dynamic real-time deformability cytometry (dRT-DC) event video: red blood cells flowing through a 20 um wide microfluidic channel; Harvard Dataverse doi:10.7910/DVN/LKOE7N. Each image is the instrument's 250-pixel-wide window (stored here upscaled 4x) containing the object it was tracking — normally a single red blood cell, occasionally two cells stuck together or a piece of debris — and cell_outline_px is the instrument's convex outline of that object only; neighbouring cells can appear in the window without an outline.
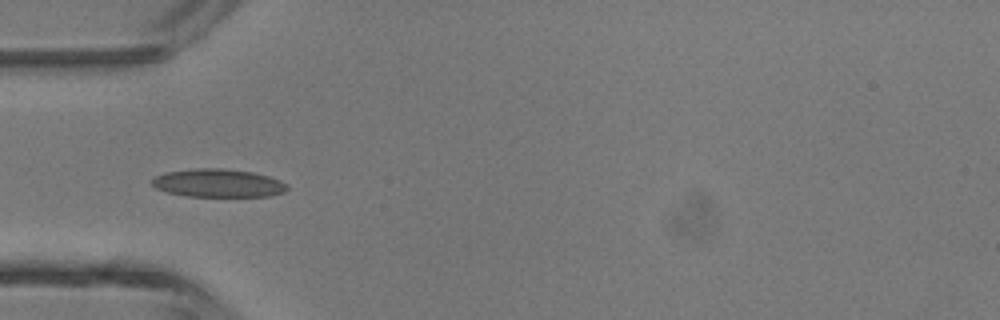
{"species": "common noctule bat (a hibernating species)", "species_latin": "Nyctalus noctula", "temperature_condition": "room temperature", "stored_images_in_passage": 5, "camera_frame_rate_fps": 3000, "um_per_image_px": 0.085, "animal": {"sex": "male", "body_mass_g": 13.3}, "frame": {"image": 1, "passage_image": 4, "time_ms": 3.667, "image_size_px": [1000, 320], "cell_outline_px": [[288, 188], [284, 192], [272, 196], [188, 196], [168, 192], [156, 188], [152, 184], [152, 180], [156, 176], [164, 172], [192, 168], [220, 168], [252, 172], [268, 176], [280, 180], [288, 184]], "centroid_in_image_um": [18.56, 15.56], "position_along_channel_um": 66.4, "area_um2": 22.2}}
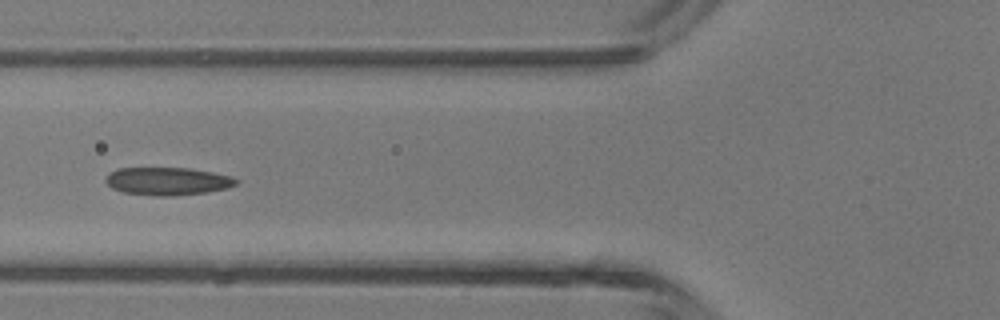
{"frame": {"image": 2, "passage_image": 5, "time_ms": 4.667, "image_size_px": [1000, 320], "cell_outline_px": [[240, 180], [236, 184], [228, 188], [208, 192], [172, 196], [152, 196], [124, 192], [112, 188], [104, 180], [116, 168], [188, 168], [212, 172], [232, 176]], "centroid_in_image_um": [14.28, 15.41], "position_along_channel_um": 111.5, "area_um2": 21.21}}